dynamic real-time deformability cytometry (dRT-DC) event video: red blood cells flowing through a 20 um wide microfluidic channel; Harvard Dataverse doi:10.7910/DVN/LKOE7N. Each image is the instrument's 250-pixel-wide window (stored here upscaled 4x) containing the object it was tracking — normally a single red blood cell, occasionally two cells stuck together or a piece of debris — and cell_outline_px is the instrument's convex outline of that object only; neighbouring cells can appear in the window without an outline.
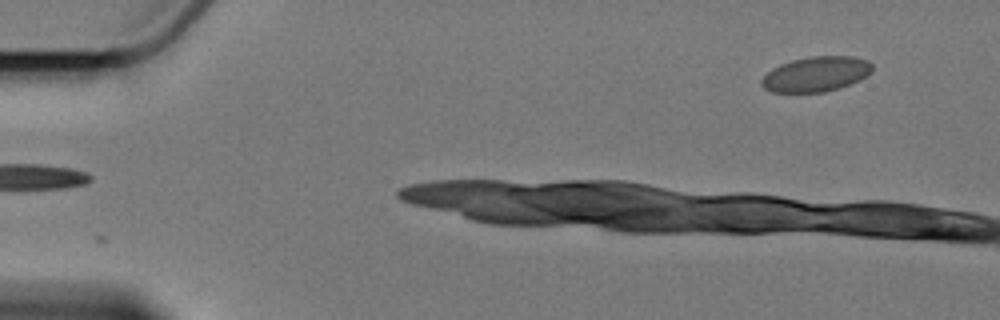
{"species": "Egyptian fruit bat (a non-hibernating species)", "species_latin": "Rousettus aegyptiacus", "temperature_condition": "cold", "stored_images_in_passage": 2, "camera_frame_rate_fps": 3000, "um_per_image_px": 0.085, "animal": {"sex": "female"}, "frame": {"image": 1, "passage_image": 2, "time_ms": 2.0, "image_size_px": [1000, 320], "cell_outline_px": [[872, 72], [860, 80], [840, 88], [824, 92], [772, 92], [764, 88], [760, 84], [760, 80], [772, 68], [780, 64], [792, 60], [808, 56], [852, 56], [868, 60], [872, 64]], "centroid_in_image_um": [69.37, 6.29], "position_along_channel_um": 15.6, "area_um2": 22.77}}